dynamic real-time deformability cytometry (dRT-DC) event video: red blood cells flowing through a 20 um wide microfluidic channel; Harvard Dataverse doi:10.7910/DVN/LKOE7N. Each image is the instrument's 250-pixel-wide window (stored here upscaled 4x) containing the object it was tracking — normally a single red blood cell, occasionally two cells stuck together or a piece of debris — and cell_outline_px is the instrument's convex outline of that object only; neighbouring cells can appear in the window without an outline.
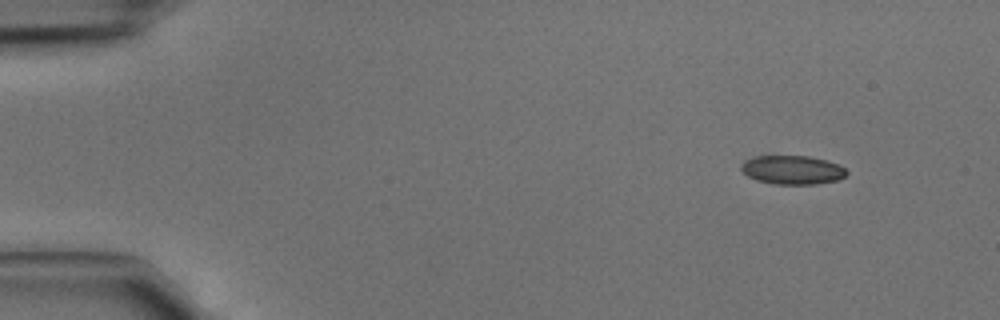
{"species": "common noctule bat (a hibernating species)", "species_latin": "Nyctalus noctula", "temperature_condition": "cold", "stored_images_in_passage": 18, "camera_frame_rate_fps": 3000, "um_per_image_px": 0.085, "animal": {"sex": "male", "body_mass_g": 15.6}, "frame": {"image": 1, "passage_image": 1, "time_ms": 0.0, "image_size_px": [1000, 320], "cell_outline_px": [[848, 172], [844, 176], [836, 180], [816, 184], [776, 184], [756, 180], [748, 176], [740, 168], [740, 164], [744, 160], [752, 156], [772, 152], [808, 156], [840, 164]], "centroid_in_image_um": [67.26, 14.38], "position_along_channel_um": 17.7, "area_um2": 18.5}}
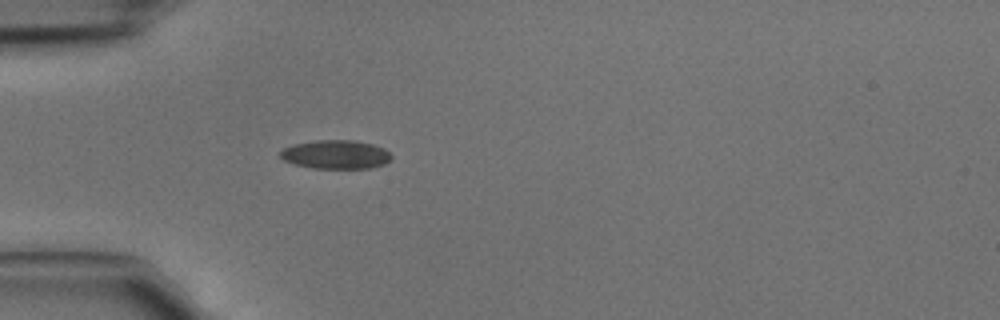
{"frame": {"image": 2, "passage_image": 10, "time_ms": 3.0, "image_size_px": [1000, 320], "cell_outline_px": [[392, 160], [384, 164], [372, 168], [312, 168], [296, 164], [284, 160], [280, 156], [280, 152], [284, 148], [292, 144], [316, 140], [356, 140], [372, 144], [384, 148], [392, 156]], "centroid_in_image_um": [28.57, 13.12], "position_along_channel_um": 56.4, "area_um2": 18.67}}